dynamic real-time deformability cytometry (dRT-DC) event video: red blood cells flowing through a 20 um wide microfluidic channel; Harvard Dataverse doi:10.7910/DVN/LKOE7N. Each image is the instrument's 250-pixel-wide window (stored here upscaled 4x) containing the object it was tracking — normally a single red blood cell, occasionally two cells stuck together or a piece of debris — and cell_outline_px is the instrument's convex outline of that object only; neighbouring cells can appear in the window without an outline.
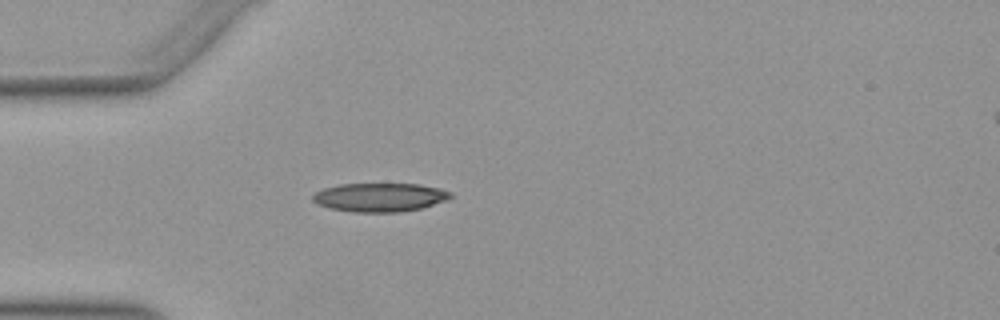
{"species": "Egyptian fruit bat (a non-hibernating species)", "species_latin": "Rousettus aegyptiacus", "temperature_condition": "warm", "stored_images_in_passage": 38, "camera_frame_rate_fps": 3000, "um_per_image_px": 0.085, "animal": {"sex": "female"}, "frame": {"image": 1, "passage_image": 1, "time_ms": 0.0, "image_size_px": [1000, 320], "cell_outline_px": [[452, 196], [448, 200], [420, 208], [400, 212], [352, 212], [328, 208], [316, 204], [312, 200], [312, 196], [316, 192], [324, 188], [340, 184], [420, 184], [440, 188], [452, 192]], "centroid_in_image_um": [32.28, 16.77], "position_along_channel_um": 52.7, "area_um2": 23.18}}
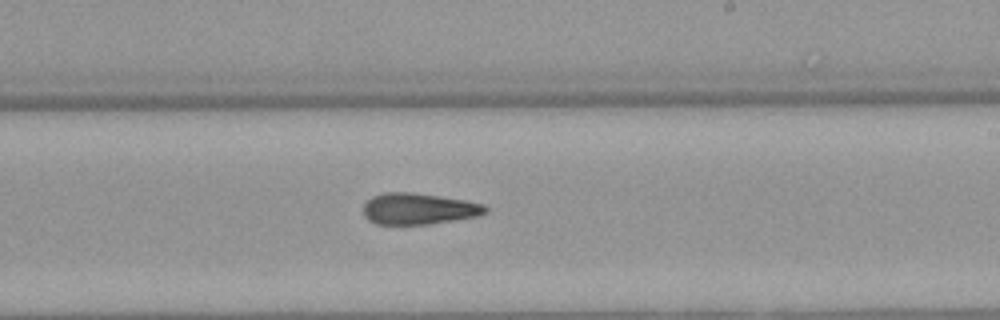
{"frame": {"image": 2, "passage_image": 17, "time_ms": 5.333, "image_size_px": [1000, 320], "cell_outline_px": [[488, 212], [476, 216], [428, 224], [376, 224], [368, 220], [364, 216], [364, 204], [372, 196], [384, 192], [412, 192], [440, 196], [464, 200], [484, 204], [488, 208]], "centroid_in_image_um": [35.57, 17.74], "position_along_channel_um": 253.4, "area_um2": 22.2}}
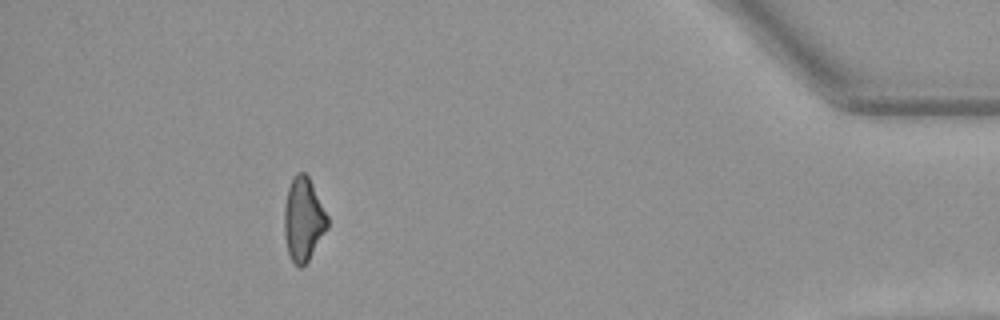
{"frame": {"image": 3, "passage_image": 33, "time_ms": 10.667, "image_size_px": [1000, 320], "cell_outline_px": [[328, 228], [308, 260], [300, 268], [292, 260], [288, 252], [284, 236], [284, 204], [288, 188], [296, 172], [304, 172], [308, 176], [328, 216]], "centroid_in_image_um": [25.78, 18.63], "position_along_channel_um": 409.4, "area_um2": 20.87}, "authors_computed_cell_mechanics": {"area_um2": 22.1952, "velocity_mm_per_s": 3.9548, "shape_relaxation_time_tau1_ms": null, "shape_relaxation_time_tau2_ms": 5.3584, "deformation_change_tau1": null, "deformation_change_tau2": 0.1653}}